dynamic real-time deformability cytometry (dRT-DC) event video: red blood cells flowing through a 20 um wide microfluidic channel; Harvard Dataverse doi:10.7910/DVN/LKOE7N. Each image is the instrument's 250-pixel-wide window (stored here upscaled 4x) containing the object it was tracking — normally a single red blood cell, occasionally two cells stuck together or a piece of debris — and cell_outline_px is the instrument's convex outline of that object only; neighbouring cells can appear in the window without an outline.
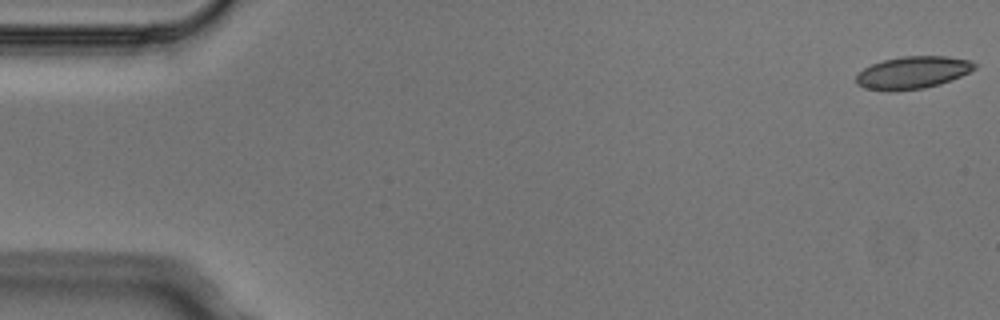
{"species": "Egyptian fruit bat (a non-hibernating species)", "species_latin": "Rousettus aegyptiacus", "temperature_condition": "cold", "stored_images_in_passage": 4, "camera_frame_rate_fps": 3000, "um_per_image_px": 0.085, "animal": {"sex": "male"}, "frame": {"image": 1, "passage_image": 1, "time_ms": 0.0, "image_size_px": [1000, 320], "cell_outline_px": [[976, 68], [960, 76], [940, 84], [924, 88], [896, 92], [888, 92], [864, 88], [856, 84], [856, 76], [864, 68], [872, 64], [884, 60], [904, 56], [948, 56], [972, 60], [976, 64]], "centroid_in_image_um": [77.57, 6.18], "position_along_channel_um": 7.4, "area_um2": 22.54}}
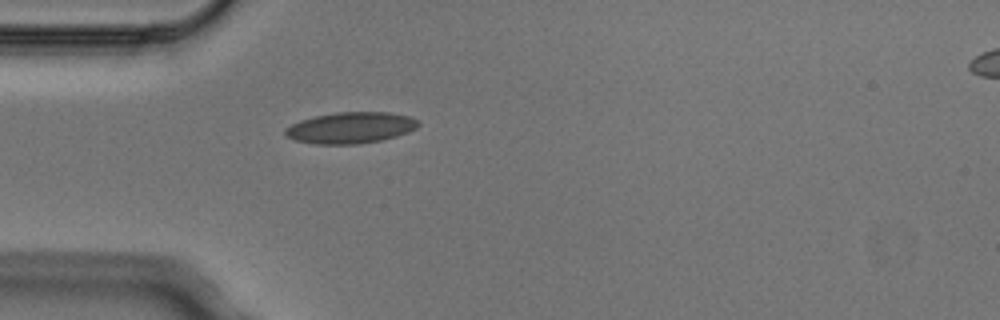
{"frame": {"image": 2, "passage_image": 4, "time_ms": 1.0, "image_size_px": [1000, 320], "cell_outline_px": [[420, 124], [416, 128], [408, 132], [396, 136], [380, 140], [360, 144], [312, 144], [296, 140], [288, 136], [284, 132], [284, 128], [300, 120], [316, 116], [336, 112], [388, 112], [408, 116], [416, 120]], "centroid_in_image_um": [29.79, 10.86], "position_along_channel_um": 55.2, "area_um2": 24.1}}